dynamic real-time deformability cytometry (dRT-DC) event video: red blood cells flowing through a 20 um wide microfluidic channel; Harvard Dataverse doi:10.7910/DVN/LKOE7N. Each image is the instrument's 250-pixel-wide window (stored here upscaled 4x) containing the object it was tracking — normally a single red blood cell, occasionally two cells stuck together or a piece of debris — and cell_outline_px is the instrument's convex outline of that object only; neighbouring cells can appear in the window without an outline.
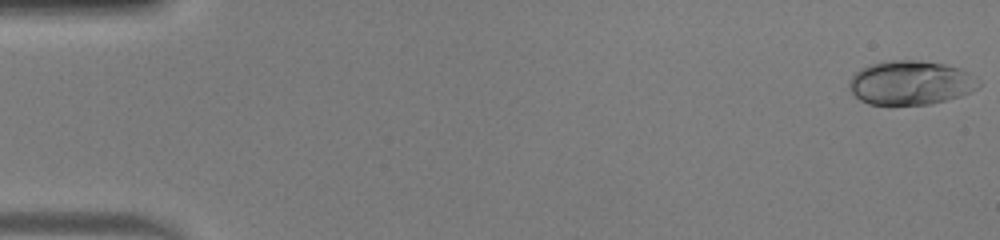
{"species": "human", "species_latin": "Homo sapiens", "temperature_condition": "warm", "stored_images_in_passage": 50, "camera_frame_rate_fps": 3000, "um_per_image_px": 0.085, "donor": {"sex": "male"}, "frame": {"image": 1, "passage_image": 1, "time_ms": 0.0, "image_size_px": [1000, 240], "cell_outline_px": [[980, 84], [976, 88], [960, 96], [932, 104], [868, 104], [860, 100], [852, 92], [848, 84], [848, 80], [860, 68], [868, 64], [888, 60], [920, 60], [944, 64], [960, 68], [968, 72], [980, 80]], "centroid_in_image_um": [77.38, 7.02], "position_along_channel_um": 7.6, "area_um2": 33.35}}
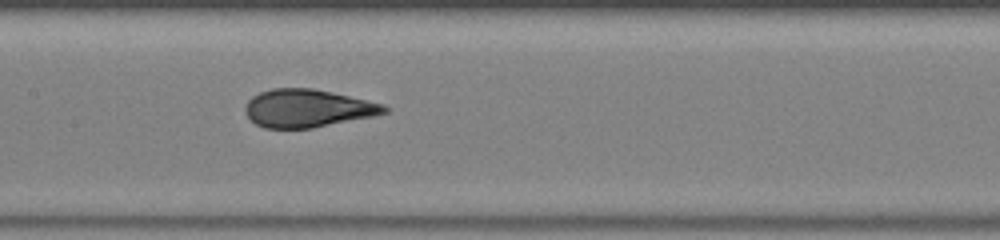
{"frame": {"image": 2, "passage_image": 25, "time_ms": 8.0, "image_size_px": [1000, 240], "cell_outline_px": [[388, 112], [372, 116], [312, 128], [264, 128], [256, 124], [248, 116], [244, 108], [248, 100], [252, 96], [260, 92], [272, 88], [312, 88], [332, 92], [384, 104], [388, 108]], "centroid_in_image_um": [26.13, 9.2], "position_along_channel_um": 181.3, "area_um2": 30.52}}
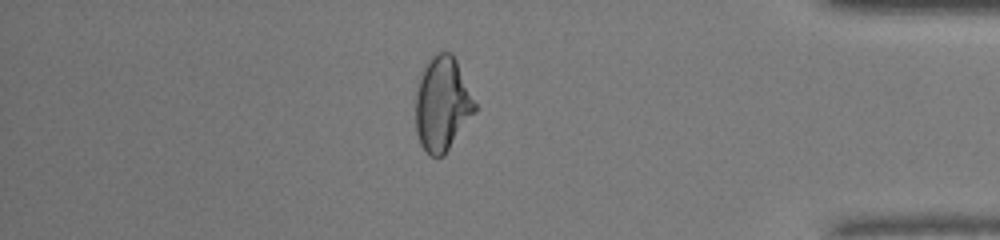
{"frame": {"image": 3, "passage_image": 43, "time_ms": 14.0, "image_size_px": [1000, 240], "cell_outline_px": [[476, 112], [444, 156], [432, 156], [420, 144], [416, 132], [416, 88], [424, 68], [432, 56], [436, 52], [452, 52], [456, 60], [476, 104]], "centroid_in_image_um": [37.6, 8.85], "position_along_channel_um": 397.6, "area_um2": 32.37}, "authors_computed_cell_mechanics": {"area_um2": 31.5588, "velocity_mm_per_s": 4.15, "shape_relaxation_time_tau1_ms": 6.3054, "shape_relaxation_time_tau2_ms": null, "deformation_change_tau1": 0.253, "deformation_change_tau2": null}}